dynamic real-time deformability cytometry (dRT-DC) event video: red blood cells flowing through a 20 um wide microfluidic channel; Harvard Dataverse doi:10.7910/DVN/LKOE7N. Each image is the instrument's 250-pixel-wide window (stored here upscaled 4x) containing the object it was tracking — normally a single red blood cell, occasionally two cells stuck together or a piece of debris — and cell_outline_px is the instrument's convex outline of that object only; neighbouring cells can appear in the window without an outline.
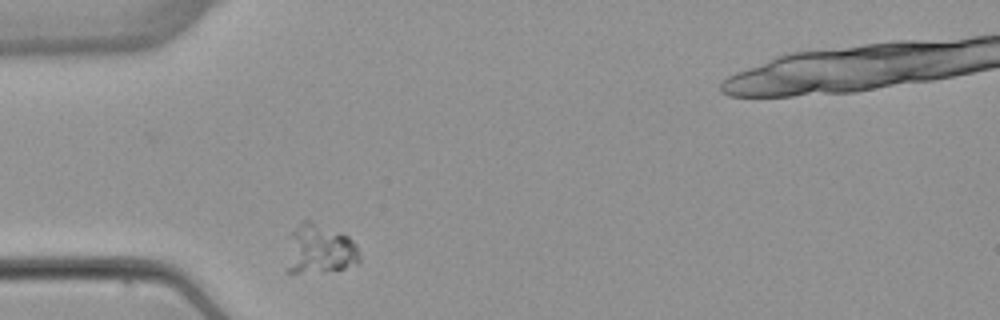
{"species": "common noctule bat (a hibernating species)", "species_latin": "Nyctalus noctula", "temperature_condition": "warm", "stored_images_in_passage": 2, "camera_frame_rate_fps": 3000, "um_per_image_px": 0.085, "animal": {"sex": "female", "body_mass_g": 22.7, "forearm_length_mm": 54.2}, "frame": {"image": 1, "passage_image": 1, "time_ms": 0.0, "image_size_px": [1000, 320], "cell_outline_px": [[360, 260], [356, 264], [344, 268], [300, 272], [284, 272], [292, 232], [304, 220], [312, 220], [340, 232], [348, 236], [356, 244], [360, 252]], "centroid_in_image_um": [27.19, 21.17], "position_along_channel_um": 57.8, "area_um2": 20.75}}